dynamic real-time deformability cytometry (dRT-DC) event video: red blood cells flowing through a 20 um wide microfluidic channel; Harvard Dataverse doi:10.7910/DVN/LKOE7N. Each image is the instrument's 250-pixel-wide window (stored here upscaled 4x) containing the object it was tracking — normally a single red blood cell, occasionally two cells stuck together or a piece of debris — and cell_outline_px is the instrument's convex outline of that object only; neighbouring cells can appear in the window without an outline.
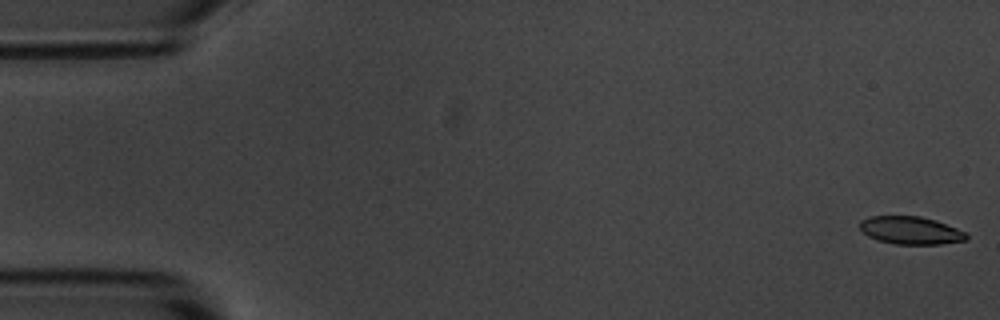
{"species": "common noctule bat (a hibernating species)", "species_latin": "Nyctalus noctula", "temperature_condition": "room temperature", "stored_images_in_passage": 5, "camera_frame_rate_fps": 3000, "um_per_image_px": 0.085, "animal": {"sex": "male", "body_mass_g": 20.1, "forearm_length_mm": 53.5}, "frame": {"image": 1, "passage_image": 1, "time_ms": 0.0, "image_size_px": [1000, 320], "cell_outline_px": [[968, 240], [940, 244], [896, 244], [880, 240], [868, 236], [860, 228], [860, 220], [872, 216], [920, 216], [936, 220], [956, 228], [964, 232], [968, 236]], "centroid_in_image_um": [77.42, 19.58], "position_along_channel_um": 7.6, "area_um2": 17.11}}
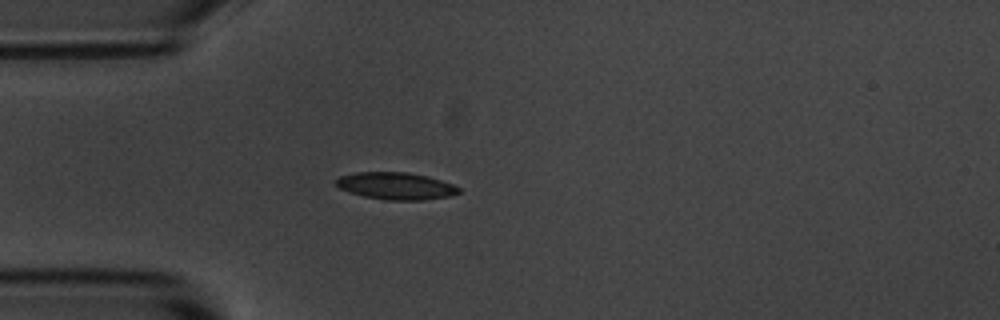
{"frame": {"image": 2, "passage_image": 5, "time_ms": 4.667, "image_size_px": [1000, 320], "cell_outline_px": [[460, 192], [448, 196], [424, 200], [384, 200], [364, 196], [340, 188], [332, 184], [332, 180], [340, 176], [356, 172], [408, 172], [428, 176], [452, 184], [460, 188]], "centroid_in_image_um": [33.6, 15.8], "position_along_channel_um": 51.4, "area_um2": 19.48}}